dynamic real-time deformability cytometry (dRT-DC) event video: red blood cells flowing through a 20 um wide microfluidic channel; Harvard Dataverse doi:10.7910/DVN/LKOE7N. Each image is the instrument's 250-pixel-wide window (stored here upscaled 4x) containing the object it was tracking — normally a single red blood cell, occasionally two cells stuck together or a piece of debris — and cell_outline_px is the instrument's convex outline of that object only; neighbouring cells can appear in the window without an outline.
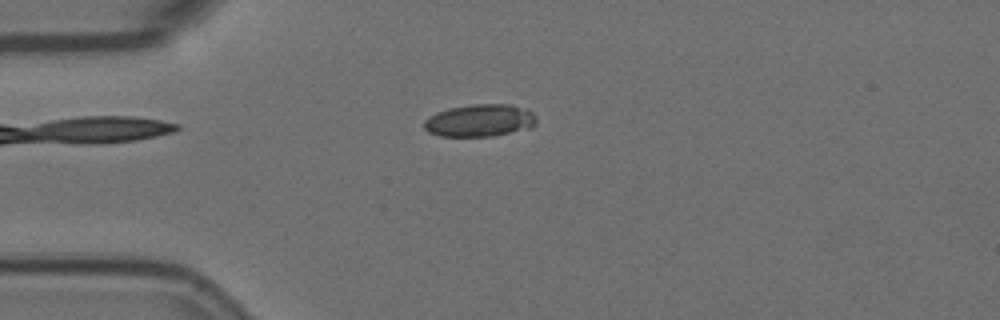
{"species": "Egyptian fruit bat (a non-hibernating species)", "species_latin": "Rousettus aegyptiacus", "temperature_condition": "room temperature", "stored_images_in_passage": 3, "camera_frame_rate_fps": 3000, "um_per_image_px": 0.085, "animal": {"sex": "female"}, "frame": {"image": 1, "passage_image": 1, "time_ms": 0.0, "image_size_px": [1000, 320], "cell_outline_px": [[536, 124], [532, 128], [492, 136], [440, 136], [428, 132], [424, 128], [424, 120], [448, 108], [472, 104], [512, 104], [528, 108], [536, 116]], "centroid_in_image_um": [40.85, 10.23], "position_along_channel_um": 44.2, "area_um2": 21.33}}